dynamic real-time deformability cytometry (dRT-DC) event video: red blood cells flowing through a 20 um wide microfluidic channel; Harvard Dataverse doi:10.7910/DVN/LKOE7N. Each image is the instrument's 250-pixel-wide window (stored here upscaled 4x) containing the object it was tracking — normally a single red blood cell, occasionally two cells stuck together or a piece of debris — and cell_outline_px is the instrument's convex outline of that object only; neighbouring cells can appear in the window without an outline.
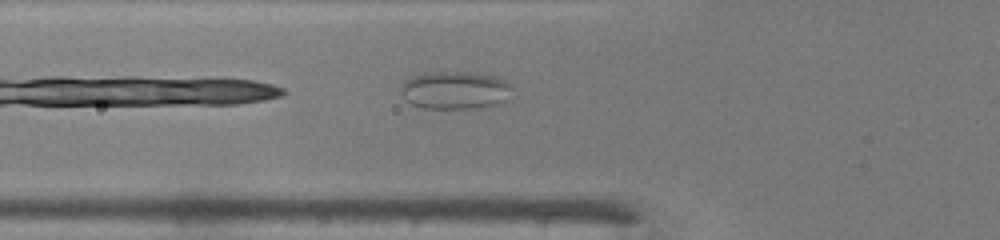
{"species": "common noctule bat (a hibernating species)", "species_latin": "Nyctalus noctula", "temperature_condition": "warm", "stored_images_in_passage": 22, "camera_frame_rate_fps": 3000, "um_per_image_px": 0.085, "animal": {"sex": "male", "body_mass_g": 19.0, "forearm_length_mm": 50.8}, "frame": {"image": 1, "passage_image": 3, "time_ms": 0.667, "image_size_px": [1000, 240], "cell_outline_px": [[512, 88], [504, 100], [496, 104], [476, 108], [424, 108], [412, 104], [400, 92], [404, 84], [412, 76], [424, 72], [468, 72], [496, 76], [512, 84]], "centroid_in_image_um": [38.69, 7.65], "position_along_channel_um": 87.1, "area_um2": 24.22}}
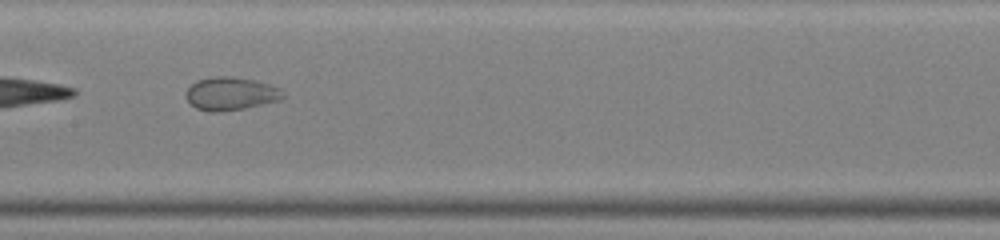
{"frame": {"image": 2, "passage_image": 10, "time_ms": 3.0, "image_size_px": [1000, 240], "cell_outline_px": [[284, 96], [280, 100], [244, 108], [220, 112], [208, 112], [196, 108], [188, 100], [184, 92], [196, 80], [212, 76], [232, 76], [256, 80], [280, 88]], "centroid_in_image_um": [19.59, 7.95], "position_along_channel_um": 187.8, "area_um2": 18.79}}
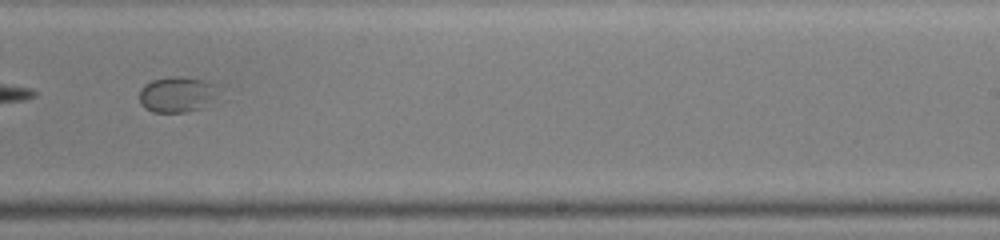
{"frame": {"image": 3, "passage_image": 16, "time_ms": 5.0, "image_size_px": [1000, 240], "cell_outline_px": [[216, 84], [212, 96], [200, 108], [184, 112], [152, 112], [144, 108], [140, 104], [140, 88], [144, 84], [152, 80], [168, 76], [180, 76], [204, 80]], "centroid_in_image_um": [14.92, 8.01], "position_along_channel_um": 274.1, "area_um2": 16.01}}